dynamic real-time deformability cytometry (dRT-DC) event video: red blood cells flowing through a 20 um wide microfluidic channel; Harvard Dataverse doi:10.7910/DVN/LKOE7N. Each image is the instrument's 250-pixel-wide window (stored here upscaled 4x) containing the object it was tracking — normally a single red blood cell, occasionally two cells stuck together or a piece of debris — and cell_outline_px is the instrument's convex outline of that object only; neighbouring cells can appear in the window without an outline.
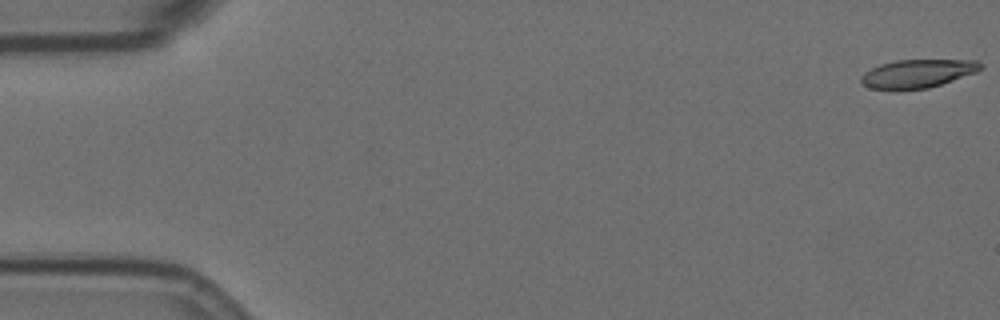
{"species": "Egyptian fruit bat (a non-hibernating species)", "species_latin": "Rousettus aegyptiacus", "temperature_condition": "room temperature", "stored_images_in_passage": 57, "camera_frame_rate_fps": 3000, "um_per_image_px": 0.085, "animal": {"sex": "female"}, "frame": {"image": 1, "passage_image": 1, "time_ms": 0.0, "image_size_px": [1000, 320], "cell_outline_px": [[984, 68], [976, 72], [928, 88], [896, 92], [868, 88], [860, 80], [860, 76], [864, 72], [880, 64], [896, 60], [976, 60], [984, 64]], "centroid_in_image_um": [77.95, 6.28], "position_along_channel_um": 7.1, "area_um2": 20.23}}
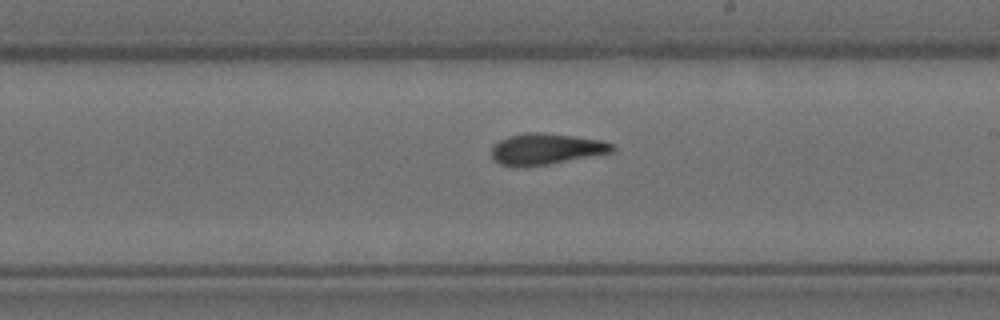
{"frame": {"image": 2, "passage_image": 33, "time_ms": 10.667, "image_size_px": [1000, 320], "cell_outline_px": [[616, 148], [612, 152], [528, 168], [516, 168], [500, 164], [492, 160], [492, 144], [508, 136], [528, 132], [544, 132], [600, 140], [612, 144]], "centroid_in_image_um": [46.34, 12.68], "position_along_channel_um": 242.7, "area_um2": 22.2}}
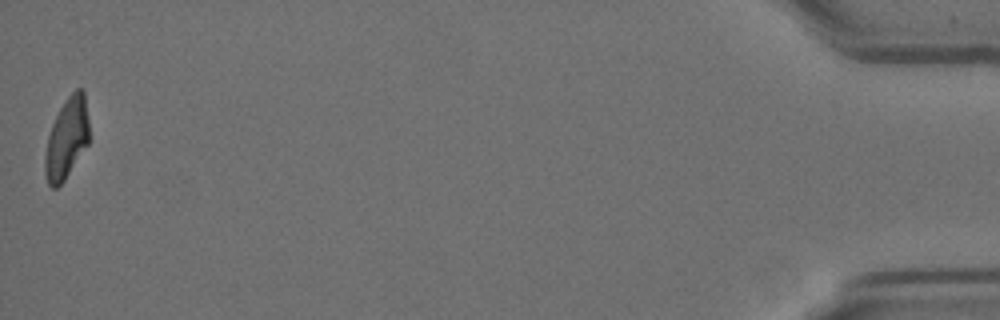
{"frame": {"image": 3, "passage_image": 57, "time_ms": 18.667, "image_size_px": [1000, 320], "cell_outline_px": [[88, 144], [64, 180], [56, 188], [52, 188], [48, 184], [44, 172], [44, 156], [48, 136], [52, 124], [60, 108], [68, 96], [76, 88], [80, 88], [84, 92], [88, 120]], "centroid_in_image_um": [5.65, 11.78], "position_along_channel_um": 429.5, "area_um2": 20.58}, "authors_computed_cell_mechanics": {"area_um2": 21.7906, "velocity_mm_per_s": 3.5641, "shape_relaxation_time_tau1_ms": 10.3282, "shape_relaxation_time_tau2_ms": 1.9241, "deformation_change_tau1": 0.2879, "deformation_change_tau2": 0.1033}}